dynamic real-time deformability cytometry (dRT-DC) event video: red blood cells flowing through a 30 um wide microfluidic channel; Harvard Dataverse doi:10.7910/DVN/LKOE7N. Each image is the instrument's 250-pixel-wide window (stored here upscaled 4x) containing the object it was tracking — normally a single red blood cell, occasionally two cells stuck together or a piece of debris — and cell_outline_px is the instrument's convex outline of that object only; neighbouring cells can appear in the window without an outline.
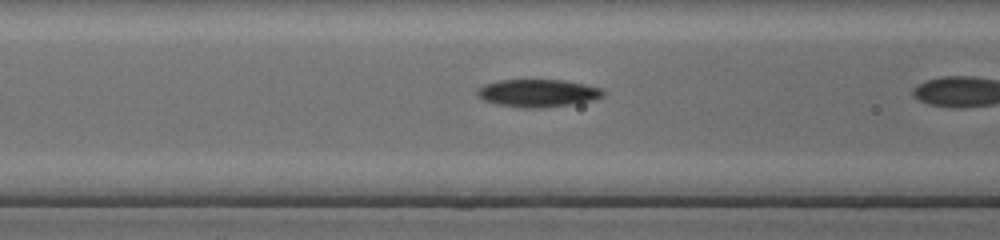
{"species": "common noctule bat (a hibernating species)", "species_latin": "Nyctalus noctula", "temperature_condition": "cold", "stored_images_in_passage": 18, "camera_frame_rate_fps": 3000, "um_per_image_px": 0.085, "animal": {"sex": "female", "body_mass_g": 17.0, "forearm_length_mm": 48.0}, "frame": {"image": 1, "passage_image": 16, "time_ms": 5.0, "image_size_px": [1000, 240], "cell_outline_px": [[608, 92], [604, 96], [596, 100], [540, 108], [524, 108], [496, 104], [484, 100], [476, 96], [476, 88], [484, 84], [500, 80], [564, 80], [584, 84], [600, 88]], "centroid_in_image_um": [45.71, 7.91], "position_along_channel_um": 120.9, "area_um2": 20.46}}